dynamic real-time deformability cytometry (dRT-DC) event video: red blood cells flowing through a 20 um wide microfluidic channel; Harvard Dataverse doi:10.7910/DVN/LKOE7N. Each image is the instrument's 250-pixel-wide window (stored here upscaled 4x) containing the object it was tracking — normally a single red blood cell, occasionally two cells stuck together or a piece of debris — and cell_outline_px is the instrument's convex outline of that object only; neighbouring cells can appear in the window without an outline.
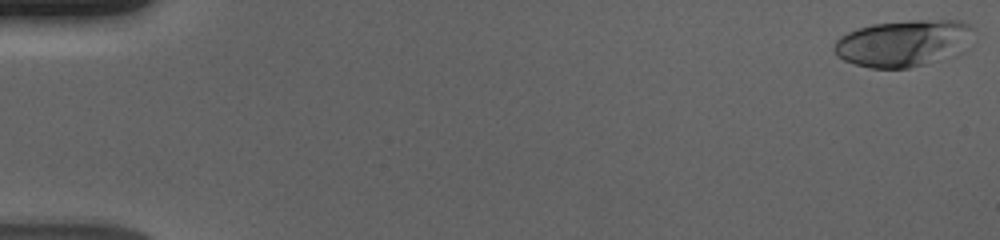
{"species": "human", "species_latin": "Homo sapiens", "temperature_condition": "cold", "stored_images_in_passage": 56, "camera_frame_rate_fps": 3000, "um_per_image_px": 0.085, "donor": {"sex": "male"}, "frame": {"image": 1, "passage_image": 1, "time_ms": 0.0, "image_size_px": [1000, 240], "cell_outline_px": [[972, 28], [924, 64], [908, 68], [872, 68], [856, 64], [844, 60], [836, 56], [832, 48], [836, 40], [840, 36], [848, 32], [872, 24], [912, 20], [960, 20], [968, 24]], "centroid_in_image_um": [76.37, 3.63], "position_along_channel_um": 8.6, "area_um2": 34.62}}
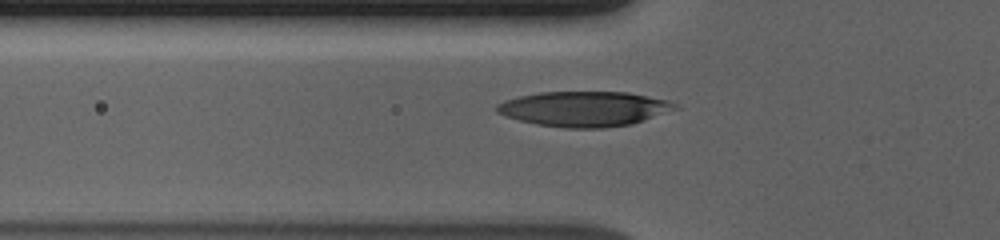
{"frame": {"image": 2, "passage_image": 20, "time_ms": 6.333, "image_size_px": [1000, 240], "cell_outline_px": [[680, 108], [632, 124], [604, 128], [564, 128], [536, 124], [504, 116], [496, 112], [496, 104], [504, 100], [520, 96], [540, 92], [628, 92], [668, 100], [676, 104]], "centroid_in_image_um": [49.65, 9.25], "position_along_channel_um": 76.1, "area_um2": 36.53}}
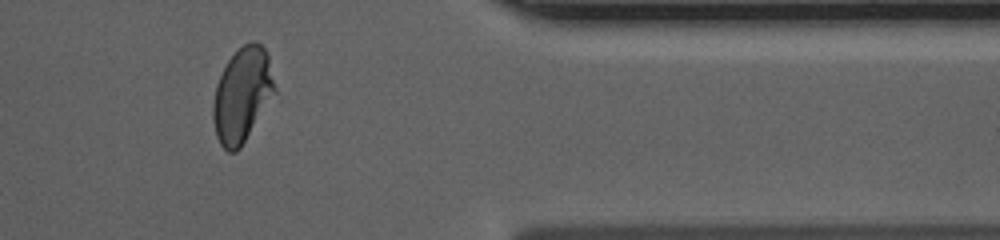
{"frame": {"image": 3, "passage_image": 47, "time_ms": 15.333, "image_size_px": [1000, 240], "cell_outline_px": [[280, 100], [240, 148], [236, 152], [228, 152], [220, 144], [216, 136], [212, 116], [212, 104], [216, 84], [228, 60], [244, 44], [252, 40], [260, 44], [268, 52]], "centroid_in_image_um": [20.71, 8.14], "position_along_channel_um": 390.7, "area_um2": 36.01}, "authors_computed_cell_mechanics": {"area_um2": 34.9401, "velocity_mm_per_s": 3.6869, "shape_relaxation_time_tau1_ms": 4.6398, "shape_relaxation_time_tau2_ms": 0.8302, "deformation_change_tau1": 0.198, "deformation_change_tau2": 0.0444}}